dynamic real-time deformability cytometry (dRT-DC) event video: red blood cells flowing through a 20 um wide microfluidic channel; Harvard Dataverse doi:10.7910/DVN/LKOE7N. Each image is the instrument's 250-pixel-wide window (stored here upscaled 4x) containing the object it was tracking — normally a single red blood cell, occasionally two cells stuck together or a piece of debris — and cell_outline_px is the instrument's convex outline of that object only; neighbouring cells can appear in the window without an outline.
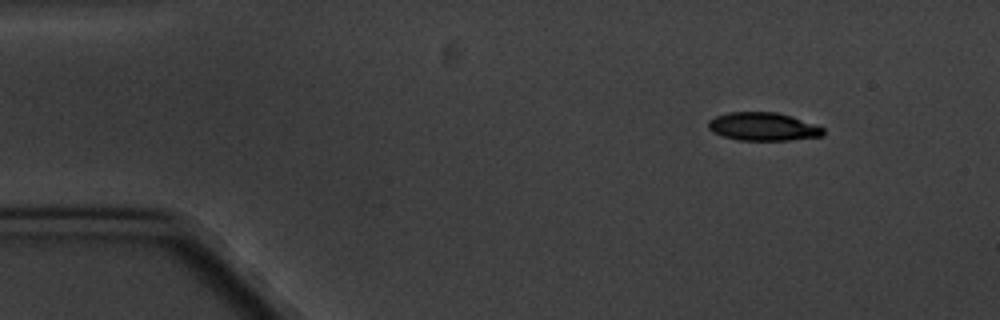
{"species": "common noctule bat (a hibernating species)", "species_latin": "Nyctalus noctula", "temperature_condition": "cold", "stored_images_in_passage": 3, "camera_frame_rate_fps": 3000, "um_per_image_px": 0.085, "animal": {"sex": "male", "body_mass_g": 20.1, "forearm_length_mm": 53.5}, "frame": {"image": 1, "passage_image": 1, "time_ms": 0.0, "image_size_px": [1000, 320], "cell_outline_px": [[824, 136], [788, 140], [740, 140], [724, 136], [712, 132], [708, 128], [708, 120], [716, 116], [728, 112], [776, 112], [792, 116], [824, 128]], "centroid_in_image_um": [64.86, 10.76], "position_along_channel_um": 20.1, "area_um2": 18.84}}
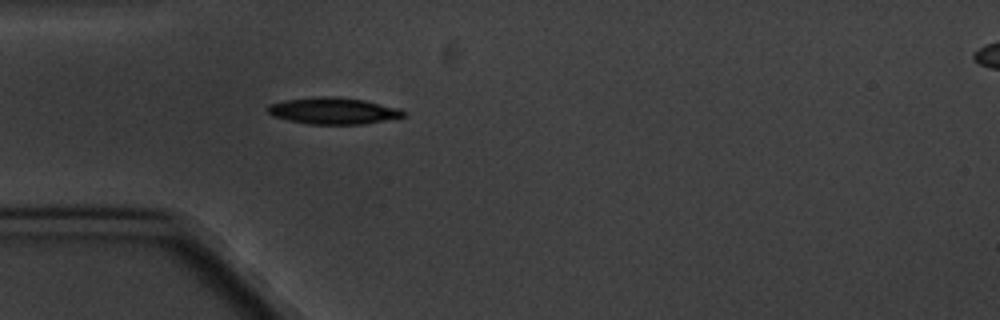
{"frame": {"image": 2, "passage_image": 3, "time_ms": 3.333, "image_size_px": [1000, 320], "cell_outline_px": [[408, 116], [364, 124], [308, 124], [288, 120], [272, 116], [268, 112], [268, 104], [284, 100], [324, 96], [336, 96], [364, 100], [400, 108], [408, 112]], "centroid_in_image_um": [28.38, 9.42], "position_along_channel_um": 56.6, "area_um2": 21.21}}